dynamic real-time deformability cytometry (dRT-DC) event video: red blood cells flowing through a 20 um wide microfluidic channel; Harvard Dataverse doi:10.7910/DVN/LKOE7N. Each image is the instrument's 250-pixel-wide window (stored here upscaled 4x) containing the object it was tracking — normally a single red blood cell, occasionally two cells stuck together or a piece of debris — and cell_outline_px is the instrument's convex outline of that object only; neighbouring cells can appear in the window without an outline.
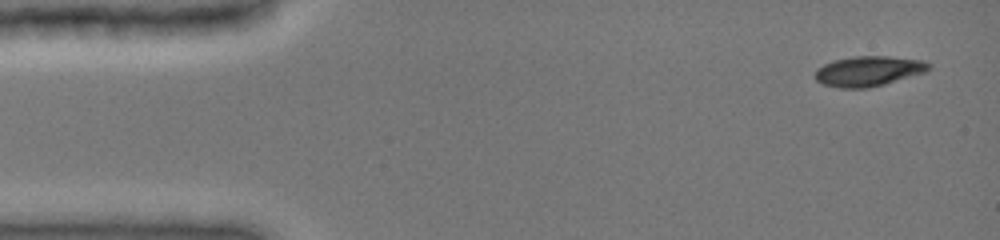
{"species": "common noctule bat (a hibernating species)", "species_latin": "Nyctalus noctula", "temperature_condition": "cold", "stored_images_in_passage": 13, "camera_frame_rate_fps": 3000, "um_per_image_px": 0.085, "animal": {"sex": "female", "body_mass_g": 19.0, "forearm_length_mm": 51.5}, "frame": {"image": 1, "passage_image": 1, "time_ms": 0.0, "image_size_px": [1000, 240], "cell_outline_px": [[932, 68], [928, 72], [884, 84], [868, 88], [840, 88], [824, 84], [816, 80], [816, 68], [832, 60], [856, 56], [888, 56], [924, 60], [932, 64]], "centroid_in_image_um": [73.88, 6.04], "position_along_channel_um": 11.1, "area_um2": 20.17}}
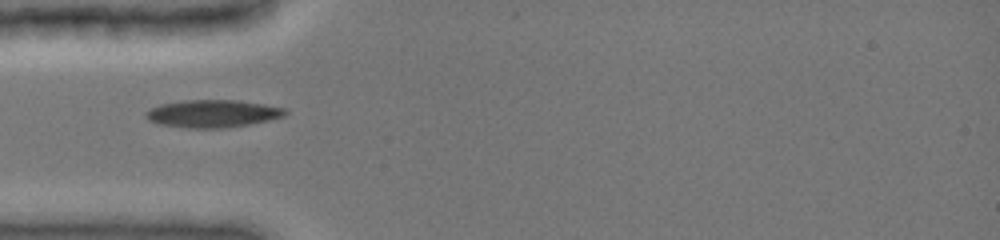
{"frame": {"image": 2, "passage_image": 10, "time_ms": 4.0, "image_size_px": [1000, 240], "cell_outline_px": [[288, 112], [284, 116], [268, 120], [248, 124], [220, 128], [188, 128], [160, 124], [148, 120], [144, 116], [144, 112], [160, 104], [184, 100], [236, 100], [264, 104], [288, 108]], "centroid_in_image_um": [18.07, 9.65], "position_along_channel_um": 66.9, "area_um2": 22.37}}
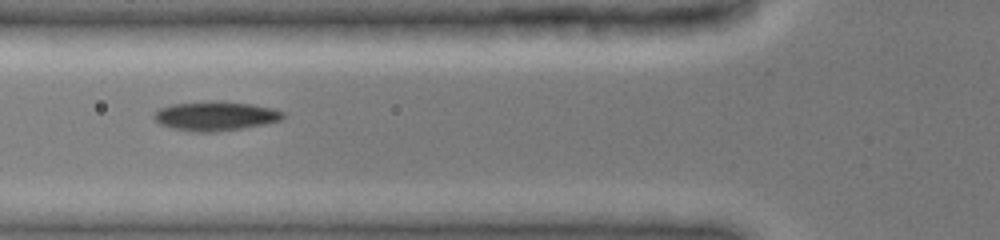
{"frame": {"image": 3, "passage_image": 11, "time_ms": 5.0, "image_size_px": [1000, 240], "cell_outline_px": [[284, 116], [280, 120], [264, 124], [240, 128], [212, 132], [192, 132], [172, 128], [160, 124], [152, 116], [160, 108], [172, 104], [224, 100], [252, 104], [272, 108], [284, 112]], "centroid_in_image_um": [18.3, 9.85], "position_along_channel_um": 107.5, "area_um2": 21.91}}